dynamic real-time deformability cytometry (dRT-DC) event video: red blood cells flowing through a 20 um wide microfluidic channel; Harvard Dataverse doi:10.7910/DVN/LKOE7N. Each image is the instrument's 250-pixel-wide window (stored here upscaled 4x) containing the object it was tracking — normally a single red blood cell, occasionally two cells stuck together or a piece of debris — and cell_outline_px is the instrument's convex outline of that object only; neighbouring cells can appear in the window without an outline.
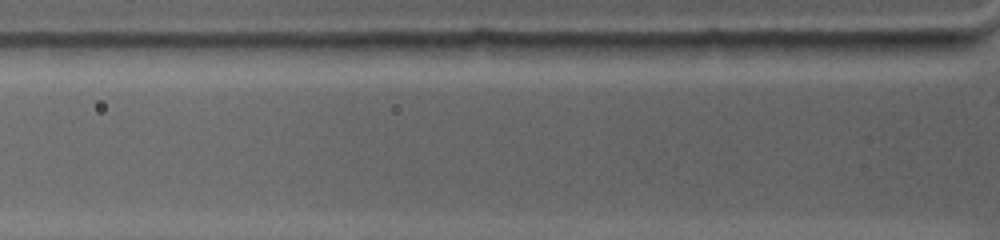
{"species": "common noctule bat (a hibernating species)", "species_latin": "Nyctalus noctula", "temperature_condition": "warm", "stored_images_in_passage": 3, "segment_of_instrument_passage": [2, 2], "camera_frame_rate_fps": 4500, "um_per_image_px": 0.085, "animal": {"sex": "female", "body_mass_g": 19.0, "forearm_length_mm": 53.3}, "frame": {"image": 1, "passage_image": 3, "time_ms": 0.444, "image_size_px": [1000, 240], "cell_outline_px": [[780, 40], [764, 56], [732, 60], [692, 56], [684, 44], [704, 40]], "centroid_in_image_um": [62.1, 4.14], "position_along_channel_um": 63.7, "area_um2": 10.58}}